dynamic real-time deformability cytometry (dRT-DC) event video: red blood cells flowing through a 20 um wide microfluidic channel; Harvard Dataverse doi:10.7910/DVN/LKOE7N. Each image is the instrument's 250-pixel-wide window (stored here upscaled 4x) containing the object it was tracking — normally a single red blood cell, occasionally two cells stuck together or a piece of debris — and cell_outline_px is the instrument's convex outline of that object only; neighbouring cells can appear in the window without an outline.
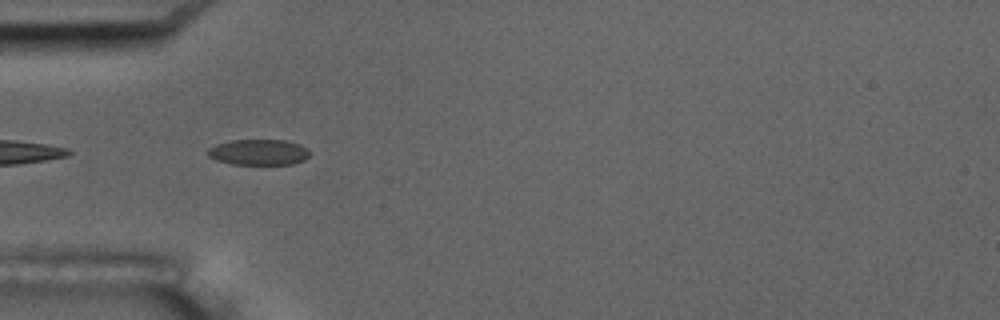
{"species": "common noctule bat (a hibernating species)", "species_latin": "Nyctalus noctula", "temperature_condition": "room temperature", "stored_images_in_passage": 5, "camera_frame_rate_fps": 3000, "um_per_image_px": 0.085, "animal": {"sex": "male", "body_mass_g": 17.5, "forearm_length_mm": 52.3}, "frame": {"image": 1, "passage_image": 4, "time_ms": 3.667, "image_size_px": [1000, 320], "cell_outline_px": [[308, 156], [304, 160], [292, 164], [232, 164], [216, 160], [208, 156], [208, 148], [216, 144], [232, 140], [284, 140], [300, 144], [308, 152]], "centroid_in_image_um": [21.95, 12.93], "position_along_channel_um": 63.1, "area_um2": 15.14}}